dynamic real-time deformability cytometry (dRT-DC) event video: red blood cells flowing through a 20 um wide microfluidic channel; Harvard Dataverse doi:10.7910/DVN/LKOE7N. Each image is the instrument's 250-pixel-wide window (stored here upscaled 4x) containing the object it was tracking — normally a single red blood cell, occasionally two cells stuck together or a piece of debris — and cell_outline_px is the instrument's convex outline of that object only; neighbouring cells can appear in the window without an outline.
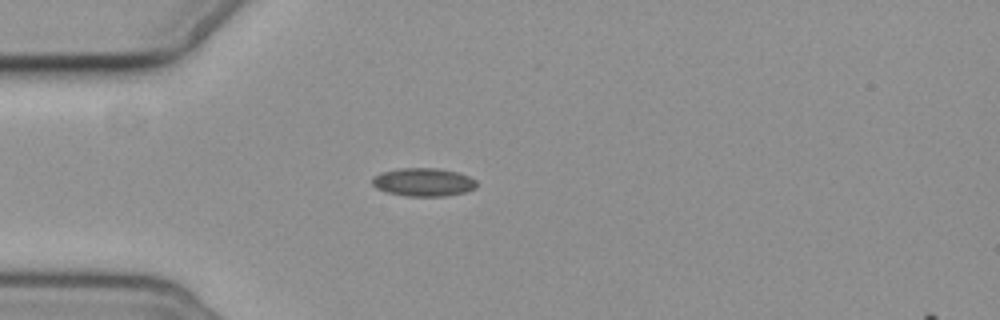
{"species": "common noctule bat (a hibernating species)", "species_latin": "Nyctalus noctula", "temperature_condition": "cold", "stored_images_in_passage": 6, "camera_frame_rate_fps": 3000, "um_per_image_px": 0.085, "animal": {"sex": "female", "body_mass_g": 19.3, "forearm_length_mm": 54.1}, "frame": {"image": 1, "passage_image": 3, "time_ms": 3.333, "image_size_px": [1000, 320], "cell_outline_px": [[476, 188], [464, 192], [444, 196], [404, 196], [388, 192], [376, 188], [372, 184], [372, 176], [380, 172], [400, 168], [440, 168], [460, 172], [476, 180]], "centroid_in_image_um": [35.98, 15.47], "position_along_channel_um": 49.0, "area_um2": 17.34}}
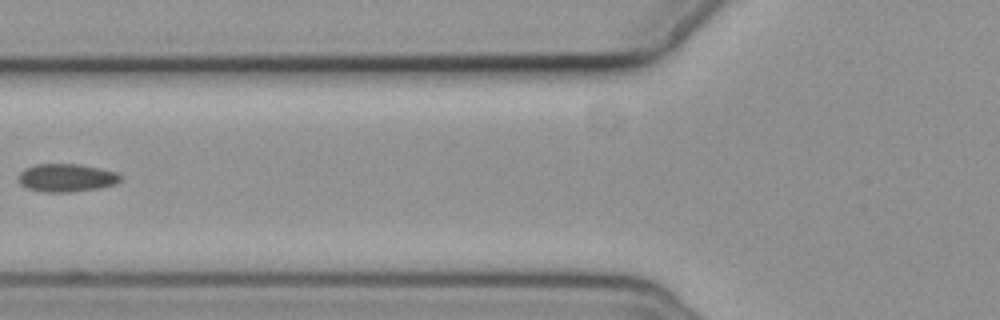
{"frame": {"image": 2, "passage_image": 5, "time_ms": 5.667, "image_size_px": [1000, 320], "cell_outline_px": [[120, 180], [116, 184], [100, 188], [72, 192], [44, 192], [28, 188], [20, 184], [16, 180], [16, 176], [24, 168], [36, 164], [80, 164], [100, 168], [116, 172], [120, 176]], "centroid_in_image_um": [5.6, 15.11], "position_along_channel_um": 120.2, "area_um2": 16.88}}
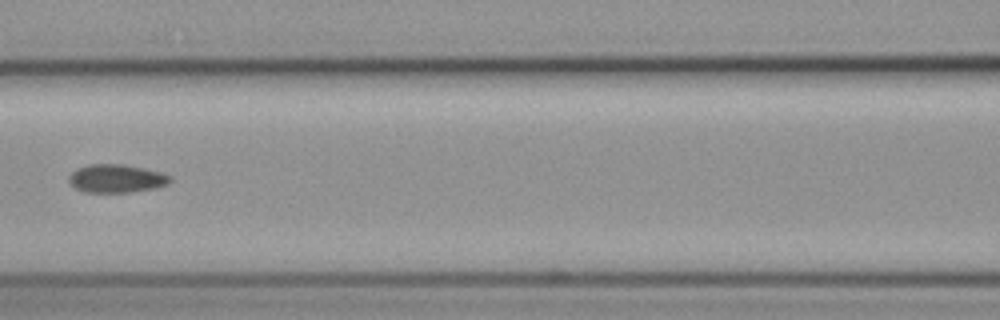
{"frame": {"image": 3, "passage_image": 6, "time_ms": 6.667, "image_size_px": [1000, 320], "cell_outline_px": [[172, 180], [168, 184], [156, 188], [132, 192], [84, 192], [76, 188], [68, 180], [68, 176], [76, 168], [88, 164], [124, 164], [144, 168], [160, 172], [172, 176]], "centroid_in_image_um": [9.91, 15.17], "position_along_channel_um": 156.7, "area_um2": 16.82}}